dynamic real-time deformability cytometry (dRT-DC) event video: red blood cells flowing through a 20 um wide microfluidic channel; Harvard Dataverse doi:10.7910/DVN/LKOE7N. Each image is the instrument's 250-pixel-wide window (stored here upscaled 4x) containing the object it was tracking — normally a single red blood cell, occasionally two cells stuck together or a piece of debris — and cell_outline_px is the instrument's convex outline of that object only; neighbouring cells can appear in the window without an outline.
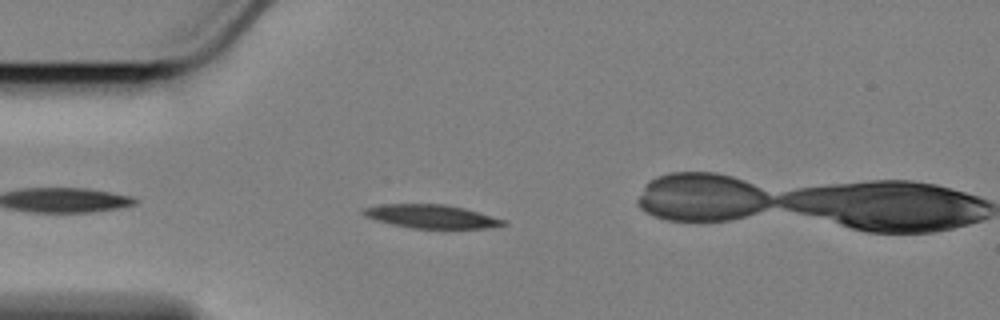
{"species": "Egyptian fruit bat (a non-hibernating species)", "species_latin": "Rousettus aegyptiacus", "temperature_condition": "cold", "stored_images_in_passage": 46, "camera_frame_rate_fps": 3000, "um_per_image_px": 0.085, "animal": {"sex": "female"}, "frame": {"image": 1, "passage_image": 5, "time_ms": 1.333, "image_size_px": [1000, 320], "cell_outline_px": [[508, 224], [492, 228], [412, 228], [392, 224], [376, 220], [364, 216], [360, 212], [364, 208], [384, 204], [444, 204], [464, 208], [504, 220]], "centroid_in_image_um": [36.64, 18.4], "position_along_channel_um": 48.4, "area_um2": 19.02}}
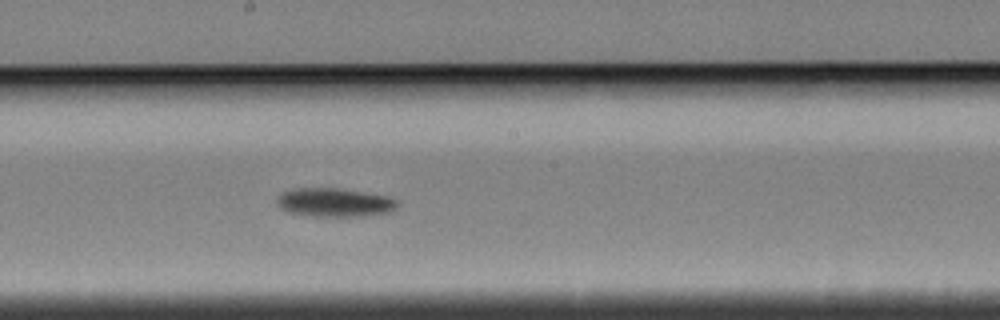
{"frame": {"image": 2, "passage_image": 21, "time_ms": 6.667, "image_size_px": [1000, 320], "cell_outline_px": [[400, 204], [392, 212], [364, 216], [308, 216], [288, 212], [280, 208], [276, 204], [276, 200], [284, 192], [292, 188], [336, 188], [388, 196], [400, 200]], "centroid_in_image_um": [28.47, 17.22], "position_along_channel_um": 219.7, "area_um2": 20.35}}
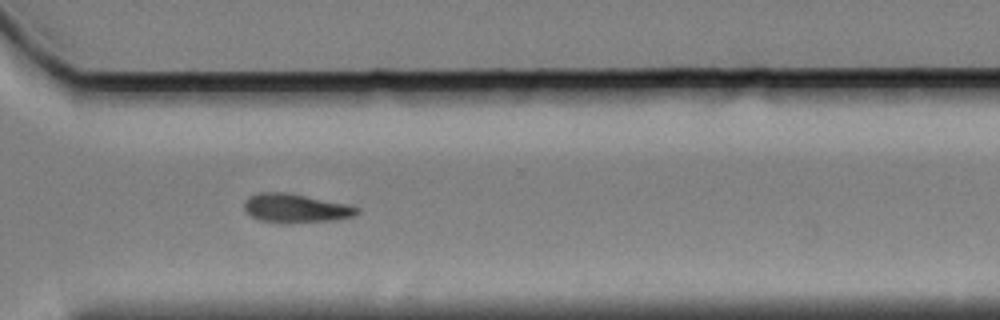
{"frame": {"image": 3, "passage_image": 32, "time_ms": 10.333, "image_size_px": [1000, 320], "cell_outline_px": [[360, 212], [356, 216], [336, 220], [288, 224], [280, 224], [260, 220], [252, 216], [244, 208], [244, 200], [248, 196], [260, 192], [288, 192], [344, 204], [360, 208]], "centroid_in_image_um": [25.12, 17.72], "position_along_channel_um": 345.5, "area_um2": 19.25}, "authors_computed_cell_mechanics": {"area_um2": 19.4208, "velocity_mm_per_s": 3.4308, "shape_relaxation_time_tau1_ms": 4.1939, "shape_relaxation_time_tau2_ms": null, "deformation_change_tau1": 0.1103, "deformation_change_tau2": null}}